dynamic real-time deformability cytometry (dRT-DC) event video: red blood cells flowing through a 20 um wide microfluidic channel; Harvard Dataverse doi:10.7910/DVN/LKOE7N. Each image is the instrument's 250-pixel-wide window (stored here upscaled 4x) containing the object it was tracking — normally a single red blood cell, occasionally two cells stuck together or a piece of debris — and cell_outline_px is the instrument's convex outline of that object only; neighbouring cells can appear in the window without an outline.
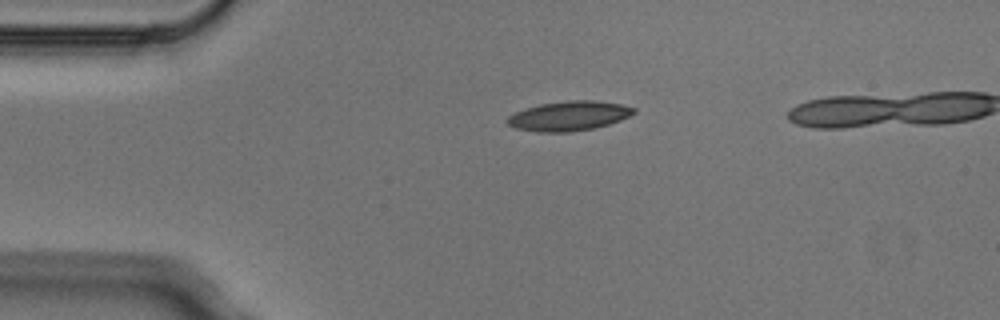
{"species": "Egyptian fruit bat (a non-hibernating species)", "species_latin": "Rousettus aegyptiacus", "temperature_condition": "cold", "stored_images_in_passage": 3, "camera_frame_rate_fps": 3000, "um_per_image_px": 0.085, "animal": {"sex": "male"}, "frame": {"image": 1, "passage_image": 1, "time_ms": 0.0, "image_size_px": [1000, 320], "cell_outline_px": [[636, 112], [620, 120], [608, 124], [592, 128], [568, 132], [536, 132], [516, 128], [508, 124], [504, 120], [508, 116], [524, 108], [540, 104], [568, 100], [592, 100], [620, 104], [636, 108]], "centroid_in_image_um": [48.32, 9.85], "position_along_channel_um": 36.7, "area_um2": 21.73}}